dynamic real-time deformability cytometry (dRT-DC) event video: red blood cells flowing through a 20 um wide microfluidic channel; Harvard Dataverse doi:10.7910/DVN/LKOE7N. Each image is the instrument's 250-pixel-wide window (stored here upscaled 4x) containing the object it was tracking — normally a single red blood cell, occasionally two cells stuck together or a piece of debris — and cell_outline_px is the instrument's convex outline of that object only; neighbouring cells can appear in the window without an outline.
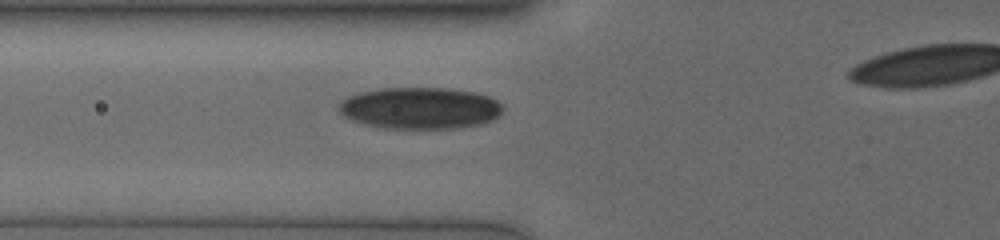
{"species": "human", "species_latin": "Homo sapiens", "temperature_condition": "cold", "stored_images_in_passage": 3, "segment_of_instrument_passage": [1, 2], "camera_frame_rate_fps": 3000, "um_per_image_px": 0.085, "donor": {"sex": "male"}, "frame": {"image": 1, "passage_image": 2, "time_ms": 0.333, "image_size_px": [1000, 240], "cell_outline_px": [[504, 108], [492, 120], [480, 124], [456, 128], [388, 128], [364, 124], [352, 120], [344, 116], [340, 112], [340, 100], [348, 96], [360, 92], [380, 88], [448, 88], [476, 92], [488, 96], [496, 100]], "centroid_in_image_um": [35.69, 9.18], "position_along_channel_um": 90.1, "area_um2": 39.65}}